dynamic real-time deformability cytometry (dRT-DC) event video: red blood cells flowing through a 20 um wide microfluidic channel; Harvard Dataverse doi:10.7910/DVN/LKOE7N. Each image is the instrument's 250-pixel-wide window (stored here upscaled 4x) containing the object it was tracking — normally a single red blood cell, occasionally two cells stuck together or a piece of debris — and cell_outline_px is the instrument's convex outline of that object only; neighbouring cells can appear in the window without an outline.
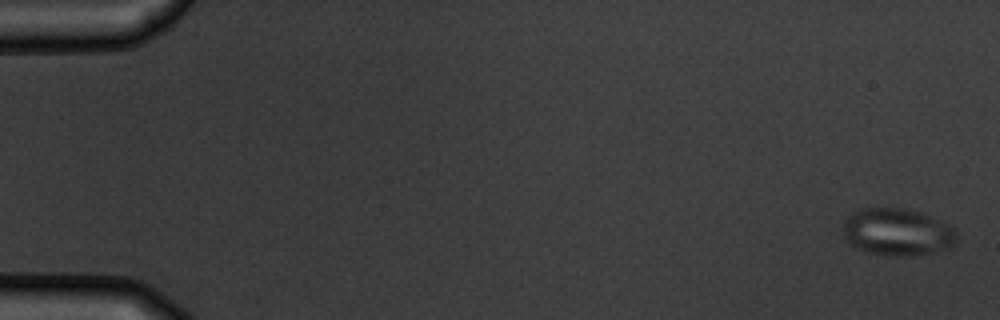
{"species": "common noctule bat (a hibernating species)", "species_latin": "Nyctalus noctula", "temperature_condition": "warm", "stored_images_in_passage": 7, "camera_frame_rate_fps": 3000, "um_per_image_px": 0.085, "animal": {"sex": "male", "body_mass_g": 19.5, "forearm_length_mm": 54.6}, "frame": {"image": 1, "passage_image": 1, "time_ms": 0.0, "image_size_px": [1000, 320], "cell_outline_px": [[956, 244], [952, 248], [936, 252], [908, 256], [888, 256], [868, 252], [852, 244], [844, 236], [844, 224], [848, 216], [852, 212], [864, 208], [904, 208], [920, 212], [948, 224], [956, 232]], "centroid_in_image_um": [76.32, 19.73], "position_along_channel_um": 8.7, "area_um2": 31.21}}